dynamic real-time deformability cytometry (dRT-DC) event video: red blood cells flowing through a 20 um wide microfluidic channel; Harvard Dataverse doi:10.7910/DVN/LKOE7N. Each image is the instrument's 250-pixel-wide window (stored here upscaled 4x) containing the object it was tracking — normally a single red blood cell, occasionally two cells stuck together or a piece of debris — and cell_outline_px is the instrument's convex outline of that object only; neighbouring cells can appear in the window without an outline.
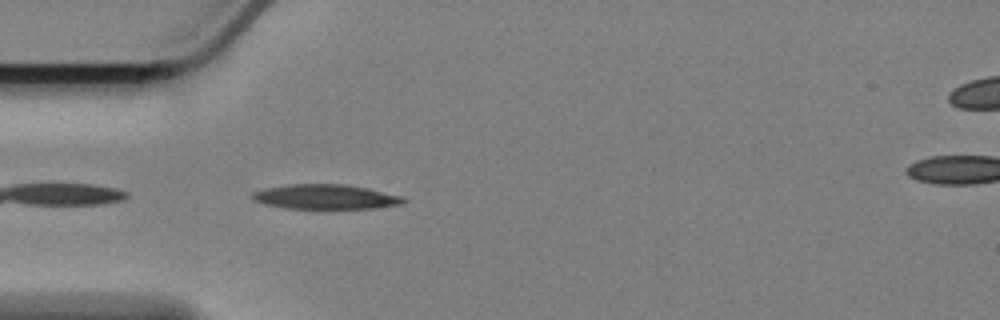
{"species": "Egyptian fruit bat (a non-hibernating species)", "species_latin": "Rousettus aegyptiacus", "temperature_condition": "cold", "stored_images_in_passage": 21, "camera_frame_rate_fps": 3000, "um_per_image_px": 0.085, "animal": {"sex": "female"}, "frame": {"image": 1, "passage_image": 2, "time_ms": 0.333, "image_size_px": [1000, 320], "cell_outline_px": [[408, 200], [404, 204], [376, 208], [288, 208], [264, 204], [256, 200], [252, 196], [252, 192], [268, 188], [292, 184], [344, 184], [368, 188], [400, 196]], "centroid_in_image_um": [27.73, 16.73], "position_along_channel_um": 57.3, "area_um2": 21.44}}
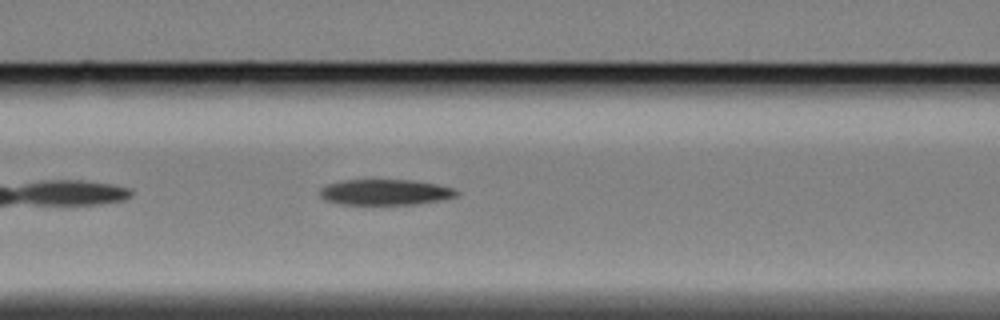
{"frame": {"image": 2, "passage_image": 9, "time_ms": 2.667, "image_size_px": [1000, 320], "cell_outline_px": [[460, 192], [456, 196], [440, 200], [416, 204], [340, 204], [324, 200], [320, 196], [320, 188], [328, 184], [344, 180], [408, 180], [436, 184], [452, 188]], "centroid_in_image_um": [32.71, 16.34], "position_along_channel_um": 133.9, "area_um2": 20.29}}
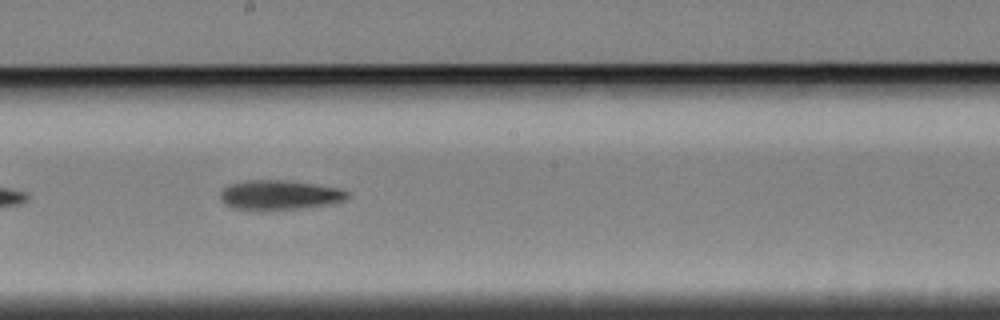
{"frame": {"image": 3, "passage_image": 17, "time_ms": 5.333, "image_size_px": [1000, 320], "cell_outline_px": [[348, 196], [344, 200], [328, 204], [304, 208], [236, 208], [224, 204], [220, 196], [220, 192], [224, 188], [232, 184], [248, 180], [280, 180], [312, 184], [336, 188], [348, 192]], "centroid_in_image_um": [23.75, 16.55], "position_along_channel_um": 224.5, "area_um2": 20.92}}